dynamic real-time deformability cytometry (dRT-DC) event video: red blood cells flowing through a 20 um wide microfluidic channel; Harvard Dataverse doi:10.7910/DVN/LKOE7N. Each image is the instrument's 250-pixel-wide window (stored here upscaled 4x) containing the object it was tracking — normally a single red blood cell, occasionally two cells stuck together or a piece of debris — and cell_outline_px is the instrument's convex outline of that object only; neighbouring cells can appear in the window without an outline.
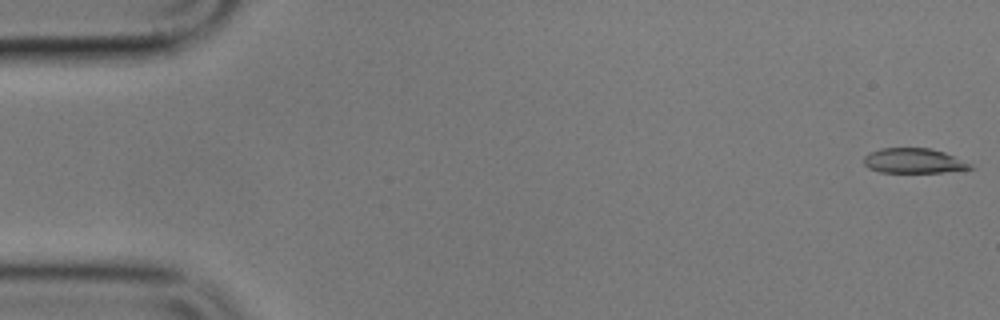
{"species": "common noctule bat (a hibernating species)", "species_latin": "Nyctalus noctula", "temperature_condition": "cold", "stored_images_in_passage": 6, "camera_frame_rate_fps": 3000, "um_per_image_px": 0.085, "animal": {"sex": "male", "body_mass_g": 17.9}, "frame": {"image": 1, "passage_image": 1, "time_ms": 0.0, "image_size_px": [1000, 320], "cell_outline_px": [[976, 168], [944, 172], [880, 172], [868, 168], [864, 164], [864, 156], [868, 152], [880, 148], [928, 148], [944, 152], [972, 164]], "centroid_in_image_um": [77.65, 13.67], "position_along_channel_um": 7.4, "area_um2": 15.49}}
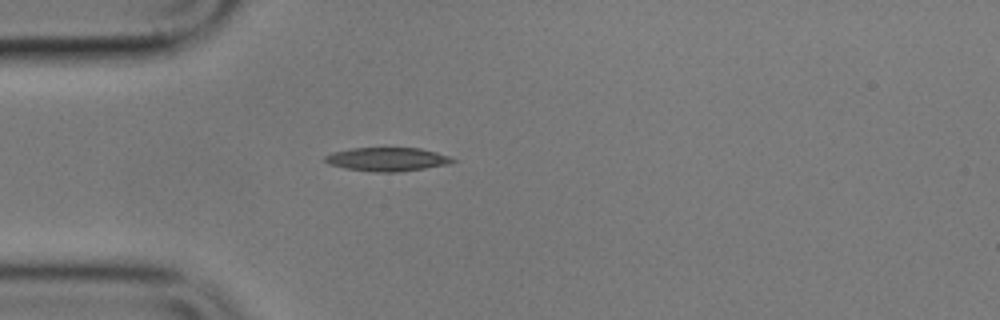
{"frame": {"image": 2, "passage_image": 5, "time_ms": 5.0, "image_size_px": [1000, 320], "cell_outline_px": [[456, 160], [452, 164], [396, 172], [372, 172], [344, 168], [328, 164], [324, 160], [324, 156], [332, 152], [352, 148], [420, 148], [436, 152], [448, 156]], "centroid_in_image_um": [32.89, 13.54], "position_along_channel_um": 52.1, "area_um2": 17.63}}